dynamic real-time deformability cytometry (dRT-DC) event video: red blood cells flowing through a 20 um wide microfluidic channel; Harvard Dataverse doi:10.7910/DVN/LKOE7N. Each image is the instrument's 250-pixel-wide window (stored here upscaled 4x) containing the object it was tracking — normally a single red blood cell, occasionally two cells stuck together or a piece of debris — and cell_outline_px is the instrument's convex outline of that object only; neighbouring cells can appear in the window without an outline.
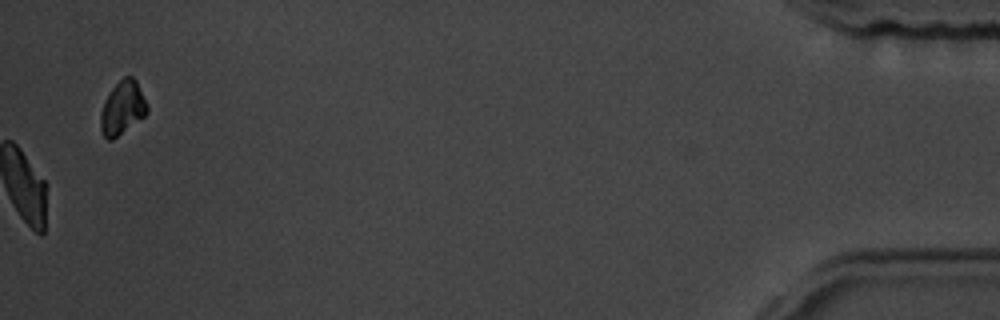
{"species": "common noctule bat (a hibernating species)", "species_latin": "Nyctalus noctula", "temperature_condition": "room temperature", "stored_images_in_passage": 58, "camera_frame_rate_fps": 3000, "um_per_image_px": 0.085, "animal": {"sex": "male", "body_mass_g": 19.5, "forearm_length_mm": 54.6}, "frame": {"image": 1, "passage_image": 58, "time_ms": 19.0, "image_size_px": [1000, 320], "cell_outline_px": [[148, 112], [144, 116], [112, 140], [108, 140], [104, 136], [100, 128], [100, 112], [104, 100], [112, 88], [124, 76], [132, 76], [136, 80], [148, 104]], "centroid_in_image_um": [10.4, 9.16], "position_along_channel_um": 424.8, "area_um2": 14.51}, "authors_computed_cell_mechanics": {"area_um2": 22.4264, "velocity_mm_per_s": 3.598, "shape_relaxation_time_tau1_ms": 3.9573, "shape_relaxation_time_tau2_ms": 3.238, "deformation_change_tau1": 0.1353, "deformation_change_tau2": 0.0737}}